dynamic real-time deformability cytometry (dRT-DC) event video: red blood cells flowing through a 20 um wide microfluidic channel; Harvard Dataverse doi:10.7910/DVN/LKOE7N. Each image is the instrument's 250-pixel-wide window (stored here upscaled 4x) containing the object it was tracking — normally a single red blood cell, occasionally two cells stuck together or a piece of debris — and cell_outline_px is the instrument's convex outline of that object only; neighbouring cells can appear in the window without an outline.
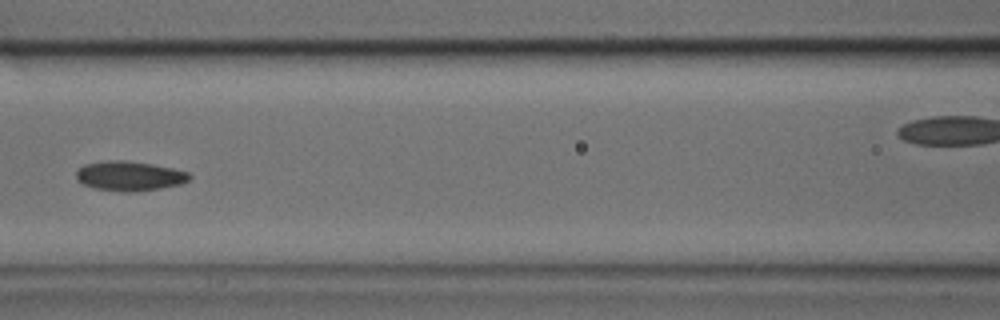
{"species": "common noctule bat (a hibernating species)", "species_latin": "Nyctalus noctula", "temperature_condition": "cold", "stored_images_in_passage": 34, "camera_frame_rate_fps": 3000, "um_per_image_px": 0.085, "animal": {"sex": "male", "body_mass_g": 17.9, "forearm_length_mm": 54.2}, "frame": {"image": 1, "passage_image": 10, "time_ms": 3.0, "image_size_px": [1000, 320], "cell_outline_px": [[192, 176], [188, 180], [180, 184], [160, 188], [132, 192], [120, 192], [92, 188], [76, 180], [76, 172], [84, 164], [108, 160], [124, 160], [152, 164], [172, 168], [188, 172]], "centroid_in_image_um": [10.98, 14.96], "position_along_channel_um": 155.6, "area_um2": 19.59}}